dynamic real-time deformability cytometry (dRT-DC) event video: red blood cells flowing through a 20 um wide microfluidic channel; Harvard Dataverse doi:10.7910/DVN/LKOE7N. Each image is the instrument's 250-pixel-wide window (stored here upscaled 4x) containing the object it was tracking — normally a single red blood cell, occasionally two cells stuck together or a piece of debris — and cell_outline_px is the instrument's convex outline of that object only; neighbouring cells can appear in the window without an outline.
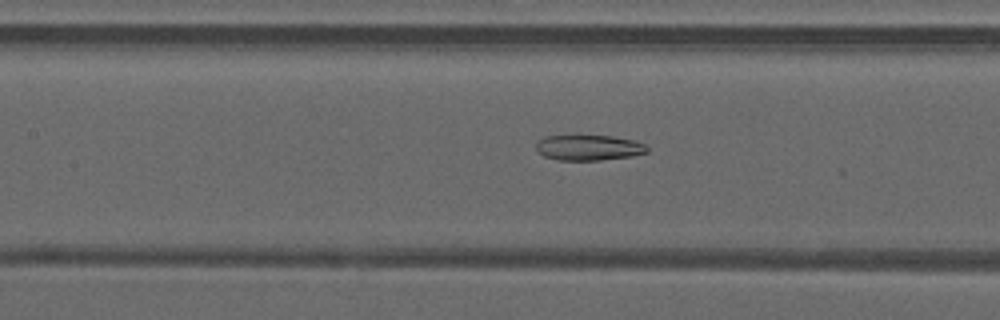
{"species": "common noctule bat (a hibernating species)", "species_latin": "Nyctalus noctula", "temperature_condition": "warm", "stored_images_in_passage": 36, "camera_frame_rate_fps": 3000, "um_per_image_px": 0.085, "animal": {"sex": "male", "forearm_length_mm": 52.5}, "frame": {"image": 1, "passage_image": 10, "time_ms": 3.0, "image_size_px": [1000, 320], "cell_outline_px": [[648, 152], [632, 156], [600, 160], [560, 160], [544, 156], [536, 152], [536, 140], [544, 136], [576, 132], [612, 136], [632, 140], [644, 144], [648, 148]], "centroid_in_image_um": [49.94, 12.49], "position_along_channel_um": 157.5, "area_um2": 17.46}}
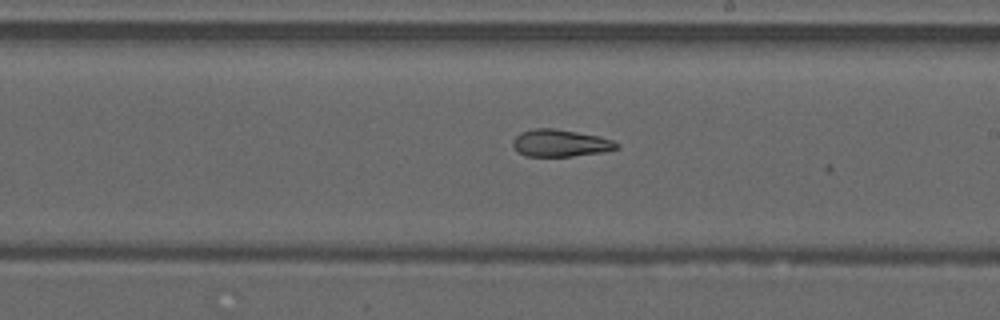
{"frame": {"image": 2, "passage_image": 16, "time_ms": 5.0, "image_size_px": [1000, 320], "cell_outline_px": [[620, 148], [600, 152], [572, 156], [524, 156], [512, 144], [512, 140], [520, 132], [532, 128], [552, 128], [576, 132], [596, 136], [612, 140], [620, 144]], "centroid_in_image_um": [47.6, 12.16], "position_along_channel_um": 241.4, "area_um2": 16.24}}
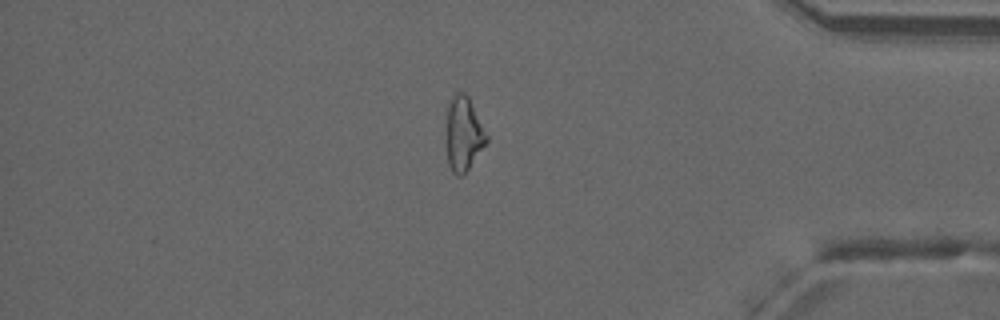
{"frame": {"image": 3, "passage_image": 29, "time_ms": 9.333, "image_size_px": [1000, 320], "cell_outline_px": [[488, 140], [468, 168], [460, 176], [456, 176], [452, 172], [448, 164], [448, 104], [452, 96], [456, 92], [464, 92], [468, 96], [488, 136]], "centroid_in_image_um": [39.41, 11.36], "position_along_channel_um": 395.8, "area_um2": 16.76}}